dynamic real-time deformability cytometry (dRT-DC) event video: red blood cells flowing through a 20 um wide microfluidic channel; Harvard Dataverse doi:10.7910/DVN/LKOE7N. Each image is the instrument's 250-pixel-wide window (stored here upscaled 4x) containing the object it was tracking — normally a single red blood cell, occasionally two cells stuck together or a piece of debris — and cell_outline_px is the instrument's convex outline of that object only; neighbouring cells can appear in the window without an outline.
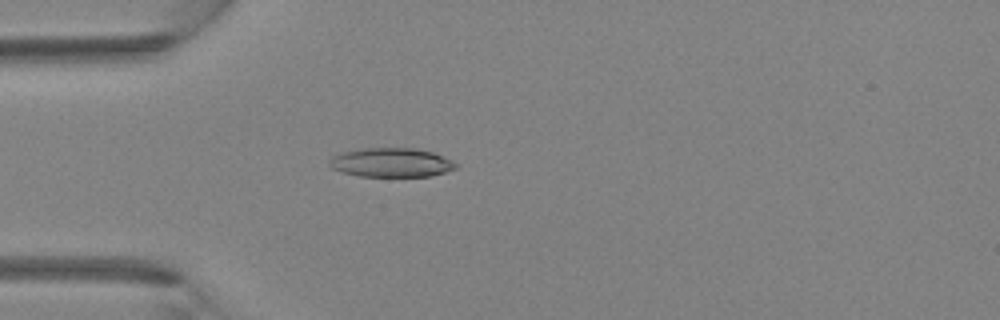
{"species": "Egyptian fruit bat (a non-hibernating species)", "species_latin": "Rousettus aegyptiacus", "temperature_condition": "room temperature", "stored_images_in_passage": 3, "camera_frame_rate_fps": 3000, "um_per_image_px": 0.085, "animal": {"sex": "female"}, "frame": {"image": 1, "passage_image": 3, "time_ms": 0.667, "image_size_px": [1000, 320], "cell_outline_px": [[456, 168], [444, 172], [428, 176], [360, 176], [344, 172], [332, 168], [328, 164], [332, 156], [340, 152], [364, 148], [416, 148], [432, 152], [444, 156], [452, 160], [456, 164]], "centroid_in_image_um": [33.25, 13.8], "position_along_channel_um": 51.8, "area_um2": 21.33}}